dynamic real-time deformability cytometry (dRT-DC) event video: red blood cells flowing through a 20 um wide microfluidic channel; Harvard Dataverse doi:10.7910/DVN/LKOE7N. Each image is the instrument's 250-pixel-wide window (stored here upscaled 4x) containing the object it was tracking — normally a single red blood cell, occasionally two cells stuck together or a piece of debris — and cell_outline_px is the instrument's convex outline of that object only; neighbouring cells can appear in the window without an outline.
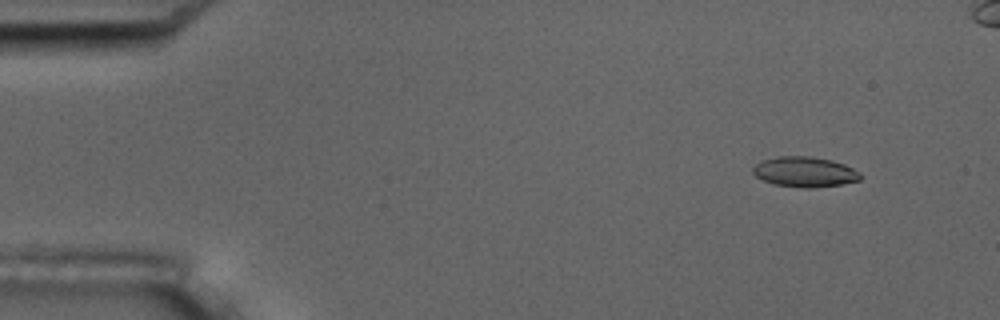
{"species": "common noctule bat (a hibernating species)", "species_latin": "Nyctalus noctula", "temperature_condition": "room temperature", "stored_images_in_passage": 6, "camera_frame_rate_fps": 3000, "um_per_image_px": 0.085, "animal": {"sex": "male", "body_mass_g": 17.5, "forearm_length_mm": 52.3}, "frame": {"image": 1, "passage_image": 2, "time_ms": 1.0, "image_size_px": [1000, 320], "cell_outline_px": [[864, 176], [860, 180], [840, 184], [812, 188], [804, 188], [772, 184], [756, 176], [752, 172], [752, 168], [760, 160], [776, 156], [808, 156], [832, 160], [844, 164], [860, 172]], "centroid_in_image_um": [68.39, 14.6], "position_along_channel_um": 16.6, "area_um2": 19.07}}